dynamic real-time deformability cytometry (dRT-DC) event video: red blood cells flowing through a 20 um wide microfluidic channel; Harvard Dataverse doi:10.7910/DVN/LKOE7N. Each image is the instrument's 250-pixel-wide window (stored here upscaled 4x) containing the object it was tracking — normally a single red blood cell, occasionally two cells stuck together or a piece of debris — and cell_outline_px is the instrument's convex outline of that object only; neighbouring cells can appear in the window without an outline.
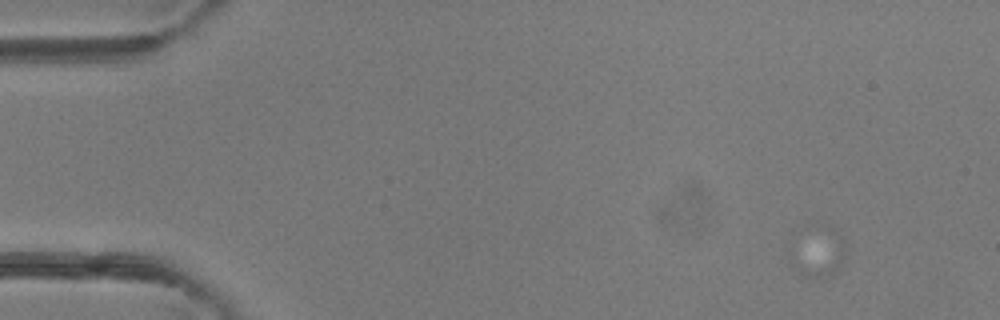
{"species": "common noctule bat (a hibernating species)", "species_latin": "Nyctalus noctula", "temperature_condition": "room temperature", "stored_images_in_passage": 2, "camera_frame_rate_fps": 3000, "um_per_image_px": 0.085, "animal": {"sex": "female"}, "frame": {"image": 1, "passage_image": 1, "time_ms": 0.0, "image_size_px": [1000, 320], "cell_outline_px": [[844, 256], [840, 264], [832, 272], [824, 276], [804, 276], [796, 272], [788, 264], [788, 252], [816, 220], [828, 224], [836, 228], [844, 240]], "centroid_in_image_um": [69.48, 21.33], "position_along_channel_um": 15.5, "area_um2": 16.47}}